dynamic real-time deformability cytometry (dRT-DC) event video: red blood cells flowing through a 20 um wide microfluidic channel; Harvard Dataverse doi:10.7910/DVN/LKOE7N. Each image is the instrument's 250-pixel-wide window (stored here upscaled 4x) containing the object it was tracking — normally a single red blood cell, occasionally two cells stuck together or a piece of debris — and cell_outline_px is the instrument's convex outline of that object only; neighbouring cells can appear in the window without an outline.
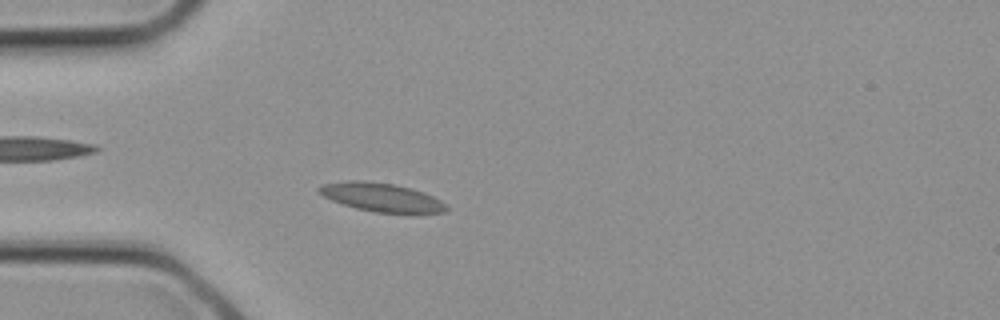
{"species": "common noctule bat (a hibernating species)", "species_latin": "Nyctalus noctula", "temperature_condition": "cold", "stored_images_in_passage": 1, "camera_frame_rate_fps": 3000, "um_per_image_px": 0.085, "animal": {"sex": "female", "body_mass_g": 21.9}, "frame": {"image": 1, "passage_image": 1, "time_ms": 0.0, "image_size_px": [1000, 320], "cell_outline_px": [[448, 208], [444, 212], [412, 216], [372, 212], [356, 208], [332, 200], [316, 192], [316, 188], [320, 184], [348, 180], [364, 180], [392, 184], [412, 188], [424, 192], [448, 204]], "centroid_in_image_um": [32.48, 16.81], "position_along_channel_um": 52.5, "area_um2": 22.2}}